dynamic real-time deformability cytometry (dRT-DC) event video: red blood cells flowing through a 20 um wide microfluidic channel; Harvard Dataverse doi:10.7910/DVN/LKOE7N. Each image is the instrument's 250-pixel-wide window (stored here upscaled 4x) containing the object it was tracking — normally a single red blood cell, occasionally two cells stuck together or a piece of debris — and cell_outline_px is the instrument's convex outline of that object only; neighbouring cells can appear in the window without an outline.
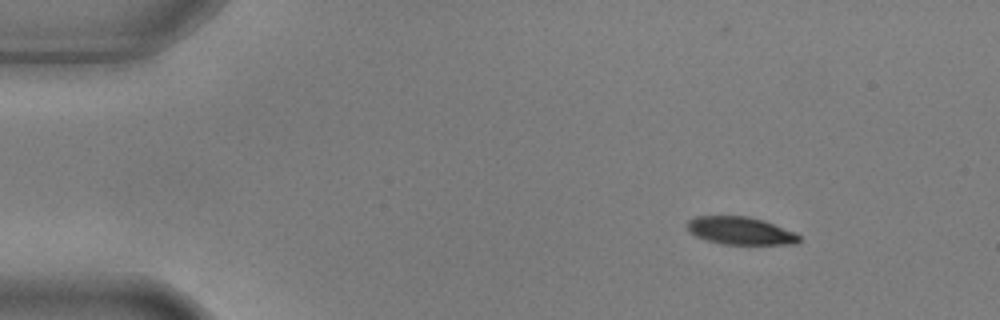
{"species": "common noctule bat (a hibernating species)", "species_latin": "Nyctalus noctula", "temperature_condition": "warm", "stored_images_in_passage": 4, "camera_frame_rate_fps": 3000, "um_per_image_px": 0.085, "animal": {"sex": "male", "body_mass_g": 17.9, "forearm_length_mm": 54.2}, "frame": {"image": 1, "passage_image": 2, "time_ms": 0.333, "image_size_px": [1000, 320], "cell_outline_px": [[800, 240], [796, 244], [720, 244], [696, 236], [688, 232], [688, 220], [696, 216], [748, 216], [764, 220], [796, 232], [800, 236]], "centroid_in_image_um": [62.95, 19.61], "position_along_channel_um": 22.0, "area_um2": 18.15}}